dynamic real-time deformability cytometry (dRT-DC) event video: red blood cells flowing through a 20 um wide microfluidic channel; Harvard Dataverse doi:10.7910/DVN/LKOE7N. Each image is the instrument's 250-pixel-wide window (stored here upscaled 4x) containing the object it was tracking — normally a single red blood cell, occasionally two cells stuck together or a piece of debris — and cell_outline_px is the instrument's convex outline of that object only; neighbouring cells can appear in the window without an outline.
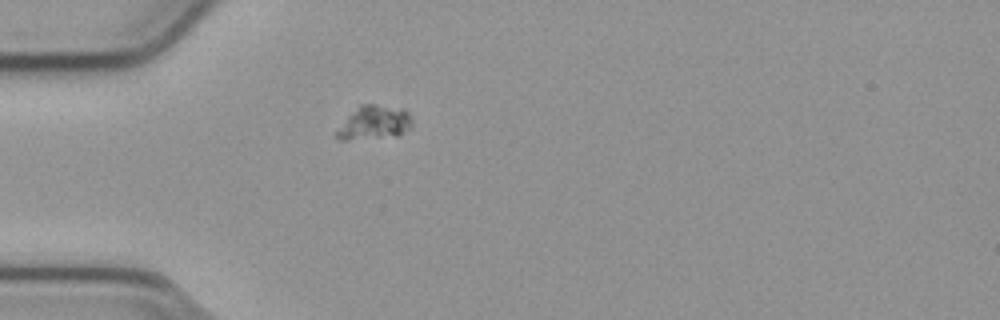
{"species": "common noctule bat (a hibernating species)", "species_latin": "Nyctalus noctula", "temperature_condition": "cold", "stored_images_in_passage": 35, "camera_frame_rate_fps": 3000, "um_per_image_px": 0.085, "animal": {"sex": "male", "body_mass_g": 23.1, "forearm_length_mm": 52.7}, "frame": {"image": 1, "passage_image": 1, "time_ms": 0.0, "image_size_px": [1000, 320], "cell_outline_px": [[412, 124], [400, 136], [348, 140], [340, 140], [336, 136], [336, 132], [348, 116], [360, 104], [376, 104], [404, 108], [408, 112], [412, 120]], "centroid_in_image_um": [31.84, 10.42], "position_along_channel_um": 53.2, "area_um2": 14.91}}
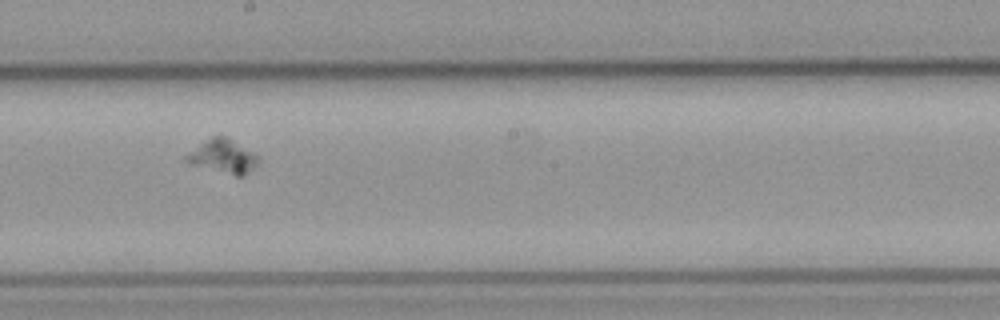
{"frame": {"image": 2, "passage_image": 16, "time_ms": 5.0, "image_size_px": [1000, 320], "cell_outline_px": [[260, 156], [256, 164], [244, 176], [236, 176], [192, 164], [184, 160], [184, 156], [200, 144], [212, 136], [224, 136]], "centroid_in_image_um": [18.95, 13.3], "position_along_channel_um": 229.2, "area_um2": 13.7}}
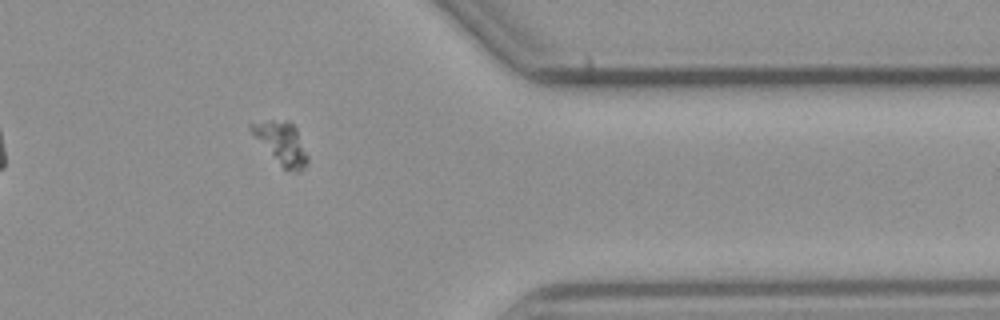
{"frame": {"image": 3, "passage_image": 30, "time_ms": 9.667, "image_size_px": [1000, 320], "cell_outline_px": [[308, 160], [304, 168], [296, 172], [284, 168], [280, 164], [248, 128], [248, 124], [272, 120], [288, 120], [296, 128], [308, 156]], "centroid_in_image_um": [23.95, 12.14], "position_along_channel_um": 387.4, "area_um2": 13.35}}